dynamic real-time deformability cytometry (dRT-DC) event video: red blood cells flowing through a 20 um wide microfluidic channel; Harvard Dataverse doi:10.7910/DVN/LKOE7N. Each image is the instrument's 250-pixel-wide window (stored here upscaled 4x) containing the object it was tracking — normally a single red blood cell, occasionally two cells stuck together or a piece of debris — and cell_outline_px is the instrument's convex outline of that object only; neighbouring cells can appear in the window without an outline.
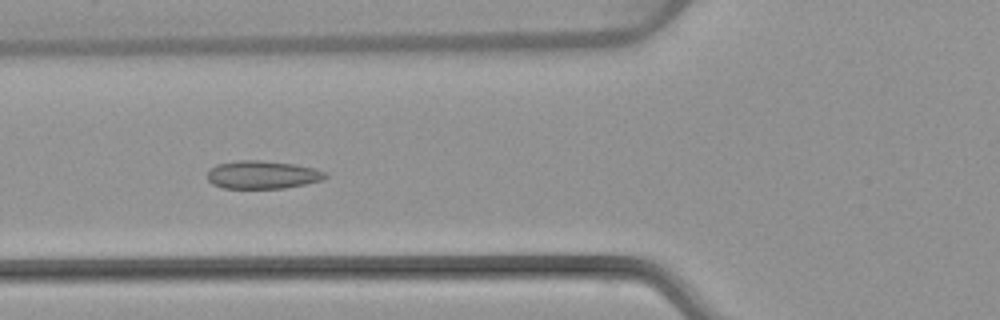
{"species": "common noctule bat (a hibernating species)", "species_latin": "Nyctalus noctula", "temperature_condition": "warm", "stored_images_in_passage": 54, "camera_frame_rate_fps": 3000, "um_per_image_px": 0.085, "animal": {"sex": "female", "body_mass_g": 22.7, "forearm_length_mm": 54.2}, "frame": {"image": 1, "passage_image": 20, "time_ms": 6.333, "image_size_px": [1000, 320], "cell_outline_px": [[328, 176], [320, 180], [304, 184], [284, 188], [224, 188], [212, 184], [208, 180], [208, 172], [216, 164], [236, 160], [260, 160], [296, 164], [316, 168], [328, 172]], "centroid_in_image_um": [22.33, 14.84], "position_along_channel_um": 103.5, "area_um2": 19.36}}
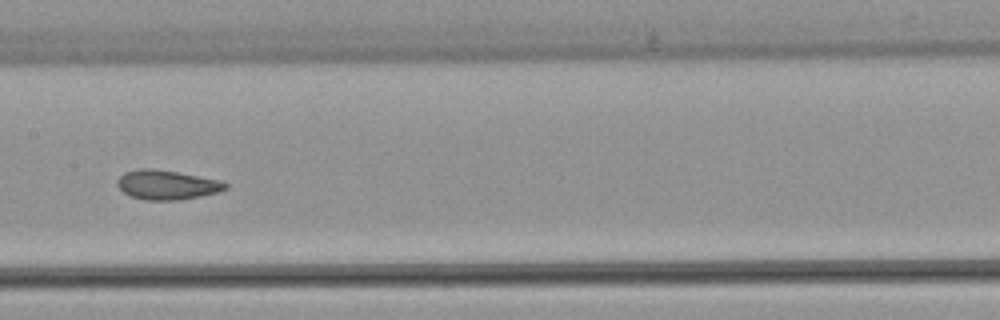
{"frame": {"image": 2, "passage_image": 27, "time_ms": 8.667, "image_size_px": [1000, 320], "cell_outline_px": [[228, 188], [220, 192], [180, 200], [144, 200], [132, 196], [124, 192], [116, 184], [116, 180], [124, 172], [140, 168], [152, 168], [176, 172], [220, 180], [228, 184]], "centroid_in_image_um": [14.19, 15.71], "position_along_channel_um": 193.2, "area_um2": 18.55}}
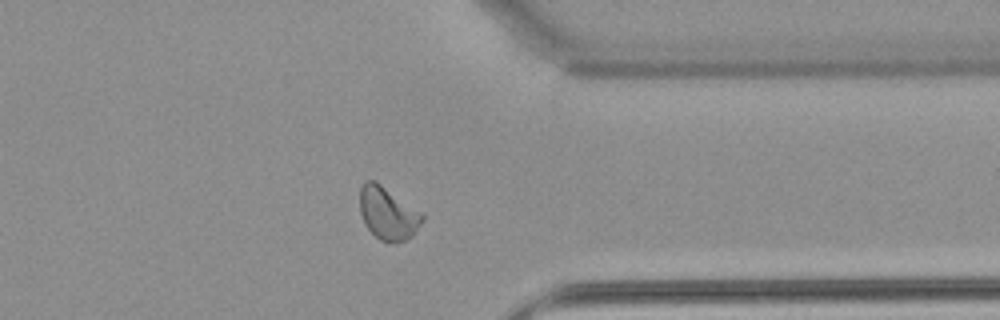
{"frame": {"image": 3, "passage_image": 42, "time_ms": 13.667, "image_size_px": [1000, 320], "cell_outline_px": [[424, 220], [416, 232], [412, 236], [396, 244], [380, 240], [364, 224], [360, 212], [360, 188], [364, 180], [376, 180], [420, 212], [424, 216]], "centroid_in_image_um": [32.96, 18.13], "position_along_channel_um": 378.4, "area_um2": 19.25}, "authors_computed_cell_mechanics": {"area_um2": 19.1029, "velocity_mm_per_s": 3.8355, "shape_relaxation_time_tau1_ms": null, "shape_relaxation_time_tau2_ms": 1.0184, "deformation_change_tau1": null, "deformation_change_tau2": 0.054}}